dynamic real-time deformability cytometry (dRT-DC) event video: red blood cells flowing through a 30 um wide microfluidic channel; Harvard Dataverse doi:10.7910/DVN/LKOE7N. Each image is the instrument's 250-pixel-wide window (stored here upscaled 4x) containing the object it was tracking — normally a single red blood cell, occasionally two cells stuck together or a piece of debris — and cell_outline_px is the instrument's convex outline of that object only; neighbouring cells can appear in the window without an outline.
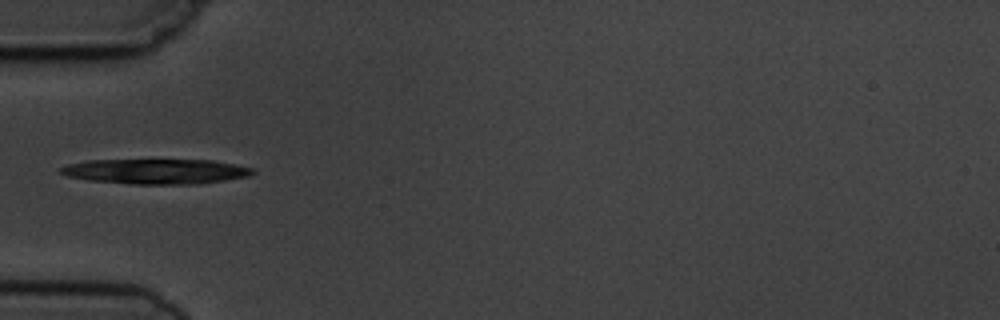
{"species": "common noctule bat (a hibernating species)", "species_latin": "Nyctalus noctula", "temperature_condition": "cold", "stored_images_in_passage": 6, "camera_frame_rate_fps": 3000, "um_per_image_px": 0.085, "animal": {"sex": "male", "body_mass_g": 19.5, "forearm_length_mm": 54.6}, "frame": {"image": 1, "passage_image": 6, "time_ms": 5.667, "image_size_px": [1000, 320], "cell_outline_px": [[256, 172], [248, 176], [224, 180], [196, 184], [132, 184], [88, 180], [68, 176], [56, 172], [60, 168], [68, 164], [88, 160], [212, 160], [252, 168]], "centroid_in_image_um": [13.2, 14.57], "position_along_channel_um": 71.8, "area_um2": 27.92}}